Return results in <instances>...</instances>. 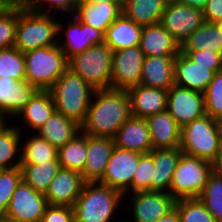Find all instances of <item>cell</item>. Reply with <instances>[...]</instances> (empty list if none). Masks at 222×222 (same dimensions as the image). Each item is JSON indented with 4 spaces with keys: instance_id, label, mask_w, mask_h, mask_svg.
I'll return each mask as SVG.
<instances>
[{
    "instance_id": "cell-1",
    "label": "cell",
    "mask_w": 222,
    "mask_h": 222,
    "mask_svg": "<svg viewBox=\"0 0 222 222\" xmlns=\"http://www.w3.org/2000/svg\"><path fill=\"white\" fill-rule=\"evenodd\" d=\"M130 116L131 106L127 90H95L86 118L80 125L81 132L86 135L113 138Z\"/></svg>"
},
{
    "instance_id": "cell-2",
    "label": "cell",
    "mask_w": 222,
    "mask_h": 222,
    "mask_svg": "<svg viewBox=\"0 0 222 222\" xmlns=\"http://www.w3.org/2000/svg\"><path fill=\"white\" fill-rule=\"evenodd\" d=\"M58 16L38 12L30 5H18L13 47L25 53L58 44Z\"/></svg>"
},
{
    "instance_id": "cell-3",
    "label": "cell",
    "mask_w": 222,
    "mask_h": 222,
    "mask_svg": "<svg viewBox=\"0 0 222 222\" xmlns=\"http://www.w3.org/2000/svg\"><path fill=\"white\" fill-rule=\"evenodd\" d=\"M123 200L124 194L116 189L98 182H85L73 206L75 222H115L117 209L126 207L122 206L127 204H123Z\"/></svg>"
},
{
    "instance_id": "cell-4",
    "label": "cell",
    "mask_w": 222,
    "mask_h": 222,
    "mask_svg": "<svg viewBox=\"0 0 222 222\" xmlns=\"http://www.w3.org/2000/svg\"><path fill=\"white\" fill-rule=\"evenodd\" d=\"M59 112L81 125L87 114L95 89L78 74L67 69L49 90Z\"/></svg>"
},
{
    "instance_id": "cell-5",
    "label": "cell",
    "mask_w": 222,
    "mask_h": 222,
    "mask_svg": "<svg viewBox=\"0 0 222 222\" xmlns=\"http://www.w3.org/2000/svg\"><path fill=\"white\" fill-rule=\"evenodd\" d=\"M222 148V122L205 114L181 128L182 153L212 162Z\"/></svg>"
},
{
    "instance_id": "cell-6",
    "label": "cell",
    "mask_w": 222,
    "mask_h": 222,
    "mask_svg": "<svg viewBox=\"0 0 222 222\" xmlns=\"http://www.w3.org/2000/svg\"><path fill=\"white\" fill-rule=\"evenodd\" d=\"M25 80L37 90L49 91L68 69V59L58 44L24 53Z\"/></svg>"
},
{
    "instance_id": "cell-7",
    "label": "cell",
    "mask_w": 222,
    "mask_h": 222,
    "mask_svg": "<svg viewBox=\"0 0 222 222\" xmlns=\"http://www.w3.org/2000/svg\"><path fill=\"white\" fill-rule=\"evenodd\" d=\"M112 57L113 52L107 44H95L69 58L68 69L95 90L108 89L111 88Z\"/></svg>"
},
{
    "instance_id": "cell-8",
    "label": "cell",
    "mask_w": 222,
    "mask_h": 222,
    "mask_svg": "<svg viewBox=\"0 0 222 222\" xmlns=\"http://www.w3.org/2000/svg\"><path fill=\"white\" fill-rule=\"evenodd\" d=\"M211 174V162L182 153L173 173L169 193L175 200L198 198Z\"/></svg>"
},
{
    "instance_id": "cell-9",
    "label": "cell",
    "mask_w": 222,
    "mask_h": 222,
    "mask_svg": "<svg viewBox=\"0 0 222 222\" xmlns=\"http://www.w3.org/2000/svg\"><path fill=\"white\" fill-rule=\"evenodd\" d=\"M127 197H129L127 199ZM126 198V199H125ZM131 198V199H130ZM125 202L130 199V205H126L127 213L130 212V219L123 222H156L159 218L170 212L174 207L176 200L168 192L163 191H139L124 195ZM131 220V221H129Z\"/></svg>"
},
{
    "instance_id": "cell-10",
    "label": "cell",
    "mask_w": 222,
    "mask_h": 222,
    "mask_svg": "<svg viewBox=\"0 0 222 222\" xmlns=\"http://www.w3.org/2000/svg\"><path fill=\"white\" fill-rule=\"evenodd\" d=\"M142 155L140 152L115 146L105 172L98 183L116 189L124 195L131 194L133 176Z\"/></svg>"
},
{
    "instance_id": "cell-11",
    "label": "cell",
    "mask_w": 222,
    "mask_h": 222,
    "mask_svg": "<svg viewBox=\"0 0 222 222\" xmlns=\"http://www.w3.org/2000/svg\"><path fill=\"white\" fill-rule=\"evenodd\" d=\"M69 16L72 20L69 19L66 24L58 18V45L67 59L82 53L92 45L104 43V33L101 30L80 22L73 14ZM65 25L67 28H64Z\"/></svg>"
},
{
    "instance_id": "cell-12",
    "label": "cell",
    "mask_w": 222,
    "mask_h": 222,
    "mask_svg": "<svg viewBox=\"0 0 222 222\" xmlns=\"http://www.w3.org/2000/svg\"><path fill=\"white\" fill-rule=\"evenodd\" d=\"M48 206L44 193L35 191L21 180L3 216L20 222H41Z\"/></svg>"
},
{
    "instance_id": "cell-13",
    "label": "cell",
    "mask_w": 222,
    "mask_h": 222,
    "mask_svg": "<svg viewBox=\"0 0 222 222\" xmlns=\"http://www.w3.org/2000/svg\"><path fill=\"white\" fill-rule=\"evenodd\" d=\"M144 58L139 45L113 52L111 88L128 90L140 84Z\"/></svg>"
},
{
    "instance_id": "cell-14",
    "label": "cell",
    "mask_w": 222,
    "mask_h": 222,
    "mask_svg": "<svg viewBox=\"0 0 222 222\" xmlns=\"http://www.w3.org/2000/svg\"><path fill=\"white\" fill-rule=\"evenodd\" d=\"M205 23L201 9L181 3L166 5L160 24L172 35L179 46L198 27Z\"/></svg>"
},
{
    "instance_id": "cell-15",
    "label": "cell",
    "mask_w": 222,
    "mask_h": 222,
    "mask_svg": "<svg viewBox=\"0 0 222 222\" xmlns=\"http://www.w3.org/2000/svg\"><path fill=\"white\" fill-rule=\"evenodd\" d=\"M167 111L182 128L206 114L204 93L174 84L168 90Z\"/></svg>"
},
{
    "instance_id": "cell-16",
    "label": "cell",
    "mask_w": 222,
    "mask_h": 222,
    "mask_svg": "<svg viewBox=\"0 0 222 222\" xmlns=\"http://www.w3.org/2000/svg\"><path fill=\"white\" fill-rule=\"evenodd\" d=\"M84 183L80 172L60 168L44 195L49 205L73 207Z\"/></svg>"
},
{
    "instance_id": "cell-17",
    "label": "cell",
    "mask_w": 222,
    "mask_h": 222,
    "mask_svg": "<svg viewBox=\"0 0 222 222\" xmlns=\"http://www.w3.org/2000/svg\"><path fill=\"white\" fill-rule=\"evenodd\" d=\"M118 148L147 154L152 150L151 135L146 119L130 116L113 137Z\"/></svg>"
},
{
    "instance_id": "cell-18",
    "label": "cell",
    "mask_w": 222,
    "mask_h": 222,
    "mask_svg": "<svg viewBox=\"0 0 222 222\" xmlns=\"http://www.w3.org/2000/svg\"><path fill=\"white\" fill-rule=\"evenodd\" d=\"M113 138L87 135V158L81 172L85 182H98L114 149Z\"/></svg>"
},
{
    "instance_id": "cell-19",
    "label": "cell",
    "mask_w": 222,
    "mask_h": 222,
    "mask_svg": "<svg viewBox=\"0 0 222 222\" xmlns=\"http://www.w3.org/2000/svg\"><path fill=\"white\" fill-rule=\"evenodd\" d=\"M213 76L211 66L199 65L182 52L175 56V85L204 93Z\"/></svg>"
},
{
    "instance_id": "cell-20",
    "label": "cell",
    "mask_w": 222,
    "mask_h": 222,
    "mask_svg": "<svg viewBox=\"0 0 222 222\" xmlns=\"http://www.w3.org/2000/svg\"><path fill=\"white\" fill-rule=\"evenodd\" d=\"M37 91L27 80L0 77V111L15 119Z\"/></svg>"
},
{
    "instance_id": "cell-21",
    "label": "cell",
    "mask_w": 222,
    "mask_h": 222,
    "mask_svg": "<svg viewBox=\"0 0 222 222\" xmlns=\"http://www.w3.org/2000/svg\"><path fill=\"white\" fill-rule=\"evenodd\" d=\"M131 115L146 119L167 110L168 91L138 84L127 90Z\"/></svg>"
},
{
    "instance_id": "cell-22",
    "label": "cell",
    "mask_w": 222,
    "mask_h": 222,
    "mask_svg": "<svg viewBox=\"0 0 222 222\" xmlns=\"http://www.w3.org/2000/svg\"><path fill=\"white\" fill-rule=\"evenodd\" d=\"M56 111L53 97L50 91H40L38 90L33 97L26 103L24 109L17 115L16 118L22 119L21 125H16V127L22 132V128L27 131L25 133L31 132L35 133L47 119Z\"/></svg>"
},
{
    "instance_id": "cell-23",
    "label": "cell",
    "mask_w": 222,
    "mask_h": 222,
    "mask_svg": "<svg viewBox=\"0 0 222 222\" xmlns=\"http://www.w3.org/2000/svg\"><path fill=\"white\" fill-rule=\"evenodd\" d=\"M152 150L180 147L181 127L167 110L146 118Z\"/></svg>"
},
{
    "instance_id": "cell-24",
    "label": "cell",
    "mask_w": 222,
    "mask_h": 222,
    "mask_svg": "<svg viewBox=\"0 0 222 222\" xmlns=\"http://www.w3.org/2000/svg\"><path fill=\"white\" fill-rule=\"evenodd\" d=\"M175 56H145L141 85L169 90L174 84Z\"/></svg>"
},
{
    "instance_id": "cell-25",
    "label": "cell",
    "mask_w": 222,
    "mask_h": 222,
    "mask_svg": "<svg viewBox=\"0 0 222 222\" xmlns=\"http://www.w3.org/2000/svg\"><path fill=\"white\" fill-rule=\"evenodd\" d=\"M139 46L145 56H176L180 52L178 43L160 23L142 28Z\"/></svg>"
},
{
    "instance_id": "cell-26",
    "label": "cell",
    "mask_w": 222,
    "mask_h": 222,
    "mask_svg": "<svg viewBox=\"0 0 222 222\" xmlns=\"http://www.w3.org/2000/svg\"><path fill=\"white\" fill-rule=\"evenodd\" d=\"M121 14L122 8L118 4L103 0L98 3L78 2L73 15L80 22L91 25L105 34L108 26Z\"/></svg>"
},
{
    "instance_id": "cell-27",
    "label": "cell",
    "mask_w": 222,
    "mask_h": 222,
    "mask_svg": "<svg viewBox=\"0 0 222 222\" xmlns=\"http://www.w3.org/2000/svg\"><path fill=\"white\" fill-rule=\"evenodd\" d=\"M153 157L154 169L151 178V191L168 192L173 173L182 151L180 147L171 149H154L149 152Z\"/></svg>"
},
{
    "instance_id": "cell-28",
    "label": "cell",
    "mask_w": 222,
    "mask_h": 222,
    "mask_svg": "<svg viewBox=\"0 0 222 222\" xmlns=\"http://www.w3.org/2000/svg\"><path fill=\"white\" fill-rule=\"evenodd\" d=\"M142 28L122 13L106 29L104 43L112 52L140 45Z\"/></svg>"
},
{
    "instance_id": "cell-29",
    "label": "cell",
    "mask_w": 222,
    "mask_h": 222,
    "mask_svg": "<svg viewBox=\"0 0 222 222\" xmlns=\"http://www.w3.org/2000/svg\"><path fill=\"white\" fill-rule=\"evenodd\" d=\"M80 132L77 122L55 111L35 133L58 149Z\"/></svg>"
},
{
    "instance_id": "cell-30",
    "label": "cell",
    "mask_w": 222,
    "mask_h": 222,
    "mask_svg": "<svg viewBox=\"0 0 222 222\" xmlns=\"http://www.w3.org/2000/svg\"><path fill=\"white\" fill-rule=\"evenodd\" d=\"M166 5L164 0H125L122 13L145 27L160 23Z\"/></svg>"
},
{
    "instance_id": "cell-31",
    "label": "cell",
    "mask_w": 222,
    "mask_h": 222,
    "mask_svg": "<svg viewBox=\"0 0 222 222\" xmlns=\"http://www.w3.org/2000/svg\"><path fill=\"white\" fill-rule=\"evenodd\" d=\"M29 133L21 139L20 164H39L46 161H58V149L36 133ZM29 137V138H28ZM28 138V139H27Z\"/></svg>"
},
{
    "instance_id": "cell-32",
    "label": "cell",
    "mask_w": 222,
    "mask_h": 222,
    "mask_svg": "<svg viewBox=\"0 0 222 222\" xmlns=\"http://www.w3.org/2000/svg\"><path fill=\"white\" fill-rule=\"evenodd\" d=\"M222 54V33L214 23L205 22L180 46V51L209 50Z\"/></svg>"
},
{
    "instance_id": "cell-33",
    "label": "cell",
    "mask_w": 222,
    "mask_h": 222,
    "mask_svg": "<svg viewBox=\"0 0 222 222\" xmlns=\"http://www.w3.org/2000/svg\"><path fill=\"white\" fill-rule=\"evenodd\" d=\"M60 168L58 161H46L39 164H20L22 180L35 191L44 194Z\"/></svg>"
},
{
    "instance_id": "cell-34",
    "label": "cell",
    "mask_w": 222,
    "mask_h": 222,
    "mask_svg": "<svg viewBox=\"0 0 222 222\" xmlns=\"http://www.w3.org/2000/svg\"><path fill=\"white\" fill-rule=\"evenodd\" d=\"M87 158V135L80 132L63 147L58 148L61 168L82 172Z\"/></svg>"
},
{
    "instance_id": "cell-35",
    "label": "cell",
    "mask_w": 222,
    "mask_h": 222,
    "mask_svg": "<svg viewBox=\"0 0 222 222\" xmlns=\"http://www.w3.org/2000/svg\"><path fill=\"white\" fill-rule=\"evenodd\" d=\"M14 123L0 133V170L20 167L22 132Z\"/></svg>"
},
{
    "instance_id": "cell-36",
    "label": "cell",
    "mask_w": 222,
    "mask_h": 222,
    "mask_svg": "<svg viewBox=\"0 0 222 222\" xmlns=\"http://www.w3.org/2000/svg\"><path fill=\"white\" fill-rule=\"evenodd\" d=\"M0 77L25 80L24 53L15 47L0 49Z\"/></svg>"
},
{
    "instance_id": "cell-37",
    "label": "cell",
    "mask_w": 222,
    "mask_h": 222,
    "mask_svg": "<svg viewBox=\"0 0 222 222\" xmlns=\"http://www.w3.org/2000/svg\"><path fill=\"white\" fill-rule=\"evenodd\" d=\"M198 198L217 222L222 219V178L212 173Z\"/></svg>"
},
{
    "instance_id": "cell-38",
    "label": "cell",
    "mask_w": 222,
    "mask_h": 222,
    "mask_svg": "<svg viewBox=\"0 0 222 222\" xmlns=\"http://www.w3.org/2000/svg\"><path fill=\"white\" fill-rule=\"evenodd\" d=\"M18 22V5L0 4V49L14 45Z\"/></svg>"
},
{
    "instance_id": "cell-39",
    "label": "cell",
    "mask_w": 222,
    "mask_h": 222,
    "mask_svg": "<svg viewBox=\"0 0 222 222\" xmlns=\"http://www.w3.org/2000/svg\"><path fill=\"white\" fill-rule=\"evenodd\" d=\"M180 222H217L199 198L176 200Z\"/></svg>"
},
{
    "instance_id": "cell-40",
    "label": "cell",
    "mask_w": 222,
    "mask_h": 222,
    "mask_svg": "<svg viewBox=\"0 0 222 222\" xmlns=\"http://www.w3.org/2000/svg\"><path fill=\"white\" fill-rule=\"evenodd\" d=\"M205 113L222 122V71L214 73L204 92Z\"/></svg>"
},
{
    "instance_id": "cell-41",
    "label": "cell",
    "mask_w": 222,
    "mask_h": 222,
    "mask_svg": "<svg viewBox=\"0 0 222 222\" xmlns=\"http://www.w3.org/2000/svg\"><path fill=\"white\" fill-rule=\"evenodd\" d=\"M21 180L20 167L0 170V216L5 214L12 194Z\"/></svg>"
},
{
    "instance_id": "cell-42",
    "label": "cell",
    "mask_w": 222,
    "mask_h": 222,
    "mask_svg": "<svg viewBox=\"0 0 222 222\" xmlns=\"http://www.w3.org/2000/svg\"><path fill=\"white\" fill-rule=\"evenodd\" d=\"M153 157L147 153L140 157L137 169L133 176L132 193L151 191V178L153 177Z\"/></svg>"
},
{
    "instance_id": "cell-43",
    "label": "cell",
    "mask_w": 222,
    "mask_h": 222,
    "mask_svg": "<svg viewBox=\"0 0 222 222\" xmlns=\"http://www.w3.org/2000/svg\"><path fill=\"white\" fill-rule=\"evenodd\" d=\"M78 2L79 0H32L29 5L41 13L57 15L60 11L65 16L66 13L74 14Z\"/></svg>"
},
{
    "instance_id": "cell-44",
    "label": "cell",
    "mask_w": 222,
    "mask_h": 222,
    "mask_svg": "<svg viewBox=\"0 0 222 222\" xmlns=\"http://www.w3.org/2000/svg\"><path fill=\"white\" fill-rule=\"evenodd\" d=\"M193 62L202 66H211V70L216 73L222 71V54L209 50L180 51Z\"/></svg>"
},
{
    "instance_id": "cell-45",
    "label": "cell",
    "mask_w": 222,
    "mask_h": 222,
    "mask_svg": "<svg viewBox=\"0 0 222 222\" xmlns=\"http://www.w3.org/2000/svg\"><path fill=\"white\" fill-rule=\"evenodd\" d=\"M41 222H75L71 206L49 205Z\"/></svg>"
},
{
    "instance_id": "cell-46",
    "label": "cell",
    "mask_w": 222,
    "mask_h": 222,
    "mask_svg": "<svg viewBox=\"0 0 222 222\" xmlns=\"http://www.w3.org/2000/svg\"><path fill=\"white\" fill-rule=\"evenodd\" d=\"M202 12L205 22L214 23L222 16V0H208Z\"/></svg>"
},
{
    "instance_id": "cell-47",
    "label": "cell",
    "mask_w": 222,
    "mask_h": 222,
    "mask_svg": "<svg viewBox=\"0 0 222 222\" xmlns=\"http://www.w3.org/2000/svg\"><path fill=\"white\" fill-rule=\"evenodd\" d=\"M212 173L220 178H222V148L216 158L211 162Z\"/></svg>"
},
{
    "instance_id": "cell-48",
    "label": "cell",
    "mask_w": 222,
    "mask_h": 222,
    "mask_svg": "<svg viewBox=\"0 0 222 222\" xmlns=\"http://www.w3.org/2000/svg\"><path fill=\"white\" fill-rule=\"evenodd\" d=\"M156 222H180L177 208L174 207L170 212L159 218Z\"/></svg>"
},
{
    "instance_id": "cell-49",
    "label": "cell",
    "mask_w": 222,
    "mask_h": 222,
    "mask_svg": "<svg viewBox=\"0 0 222 222\" xmlns=\"http://www.w3.org/2000/svg\"><path fill=\"white\" fill-rule=\"evenodd\" d=\"M207 1L208 0H179V3L202 10L207 4Z\"/></svg>"
},
{
    "instance_id": "cell-50",
    "label": "cell",
    "mask_w": 222,
    "mask_h": 222,
    "mask_svg": "<svg viewBox=\"0 0 222 222\" xmlns=\"http://www.w3.org/2000/svg\"><path fill=\"white\" fill-rule=\"evenodd\" d=\"M11 118H9L5 113H3L2 111H0V133L6 129L10 124H12V122L9 120ZM10 123H9V122Z\"/></svg>"
},
{
    "instance_id": "cell-51",
    "label": "cell",
    "mask_w": 222,
    "mask_h": 222,
    "mask_svg": "<svg viewBox=\"0 0 222 222\" xmlns=\"http://www.w3.org/2000/svg\"><path fill=\"white\" fill-rule=\"evenodd\" d=\"M32 0H0V4L7 5H29Z\"/></svg>"
},
{
    "instance_id": "cell-52",
    "label": "cell",
    "mask_w": 222,
    "mask_h": 222,
    "mask_svg": "<svg viewBox=\"0 0 222 222\" xmlns=\"http://www.w3.org/2000/svg\"><path fill=\"white\" fill-rule=\"evenodd\" d=\"M103 0H79V2H85V3H98ZM104 1H109L115 4H118L121 8H123L125 0H104Z\"/></svg>"
},
{
    "instance_id": "cell-53",
    "label": "cell",
    "mask_w": 222,
    "mask_h": 222,
    "mask_svg": "<svg viewBox=\"0 0 222 222\" xmlns=\"http://www.w3.org/2000/svg\"><path fill=\"white\" fill-rule=\"evenodd\" d=\"M214 24L219 29V31L222 33V16L217 21H215Z\"/></svg>"
},
{
    "instance_id": "cell-54",
    "label": "cell",
    "mask_w": 222,
    "mask_h": 222,
    "mask_svg": "<svg viewBox=\"0 0 222 222\" xmlns=\"http://www.w3.org/2000/svg\"><path fill=\"white\" fill-rule=\"evenodd\" d=\"M0 222H20V221H15L2 215L0 216Z\"/></svg>"
},
{
    "instance_id": "cell-55",
    "label": "cell",
    "mask_w": 222,
    "mask_h": 222,
    "mask_svg": "<svg viewBox=\"0 0 222 222\" xmlns=\"http://www.w3.org/2000/svg\"><path fill=\"white\" fill-rule=\"evenodd\" d=\"M164 2L168 4L179 3V0H164Z\"/></svg>"
}]
</instances>
